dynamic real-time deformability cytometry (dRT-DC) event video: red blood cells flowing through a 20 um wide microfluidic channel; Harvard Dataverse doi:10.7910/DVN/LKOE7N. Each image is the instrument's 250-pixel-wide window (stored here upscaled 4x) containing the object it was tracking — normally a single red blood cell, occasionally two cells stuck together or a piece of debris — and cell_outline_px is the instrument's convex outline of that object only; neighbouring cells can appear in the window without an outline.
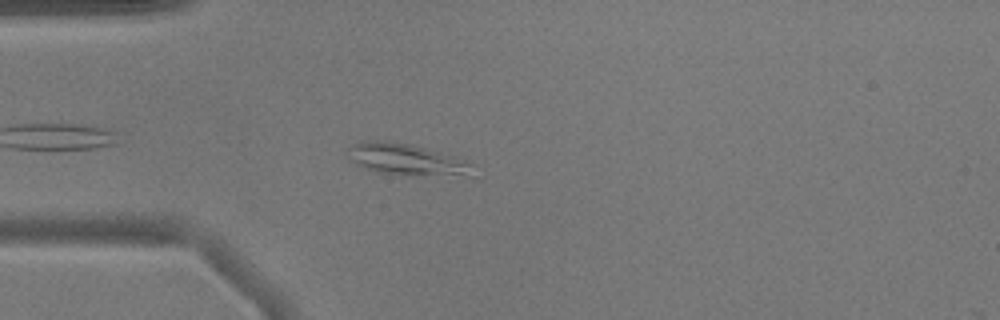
{"species": "common noctule bat (a hibernating species)", "species_latin": "Nyctalus noctula", "temperature_condition": "warm", "stored_images_in_passage": 30, "camera_frame_rate_fps": 3000, "um_per_image_px": 0.085, "animal": {"sex": "male", "body_mass_g": 17.9}, "frame": {"image": 1, "passage_image": 4, "time_ms": 1.0, "image_size_px": [1000, 320], "cell_outline_px": [[476, 176], [468, 176], [376, 172], [364, 168], [356, 164], [352, 160], [348, 148], [352, 144], [360, 140], [384, 140], [408, 144], [460, 156], [468, 164]], "centroid_in_image_um": [34.56, 13.52], "position_along_channel_um": 50.4, "area_um2": 22.54}}
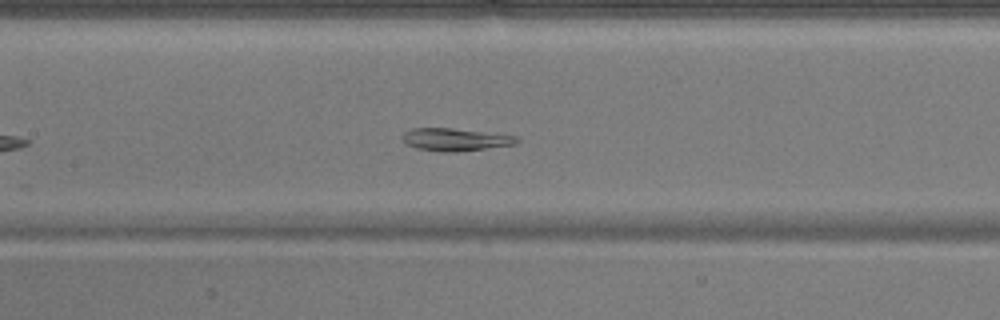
{"frame": {"image": 2, "passage_image": 14, "time_ms": 4.333, "image_size_px": [1000, 320], "cell_outline_px": [[520, 140], [516, 144], [456, 152], [440, 152], [416, 148], [408, 144], [404, 140], [404, 132], [412, 128], [452, 128], [516, 136]], "centroid_in_image_um": [38.71, 11.86], "position_along_channel_um": 168.7, "area_um2": 14.85}}
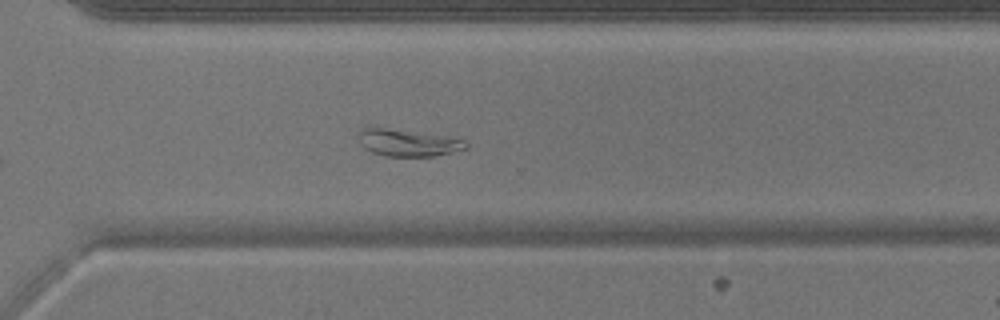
{"frame": {"image": 3, "passage_image": 27, "time_ms": 8.667, "image_size_px": [1000, 320], "cell_outline_px": [[468, 148], [436, 156], [384, 156], [372, 152], [364, 148], [360, 144], [356, 136], [360, 128], [384, 128], [444, 136], [464, 140], [468, 144]], "centroid_in_image_um": [34.62, 12.15], "position_along_channel_um": 336.0, "area_um2": 16.76}, "authors_computed_cell_mechanics": {"area_um2": 15.9528, "velocity_mm_per_s": 3.8687, "shape_relaxation_time_tau1_ms": null, "shape_relaxation_time_tau2_ms": 3.1337, "deformation_change_tau1": null, "deformation_change_tau2": 0.071}}